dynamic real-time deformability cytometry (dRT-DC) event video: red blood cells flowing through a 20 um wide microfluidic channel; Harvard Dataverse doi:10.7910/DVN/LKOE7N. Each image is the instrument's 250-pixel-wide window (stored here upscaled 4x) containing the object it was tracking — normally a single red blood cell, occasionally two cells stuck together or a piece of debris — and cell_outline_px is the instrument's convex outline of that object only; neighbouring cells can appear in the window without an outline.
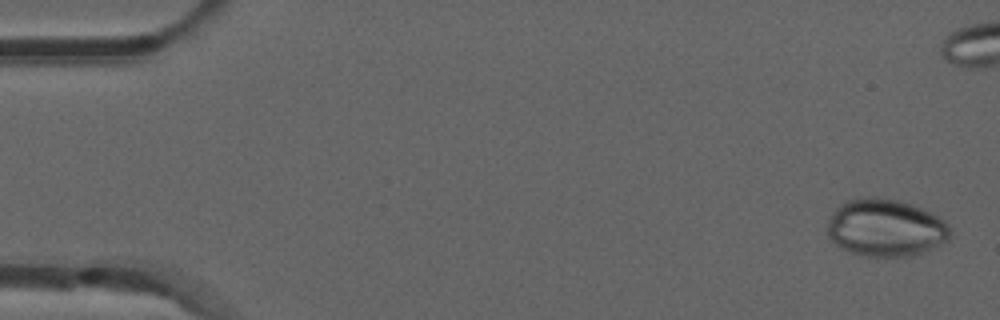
{"species": "common noctule bat (a hibernating species)", "species_latin": "Nyctalus noctula", "temperature_condition": "room temperature", "stored_images_in_passage": 42, "camera_frame_rate_fps": 3000, "um_per_image_px": 0.085, "animal": {"sex": "male", "forearm_length_mm": 52.5}, "frame": {"image": 1, "passage_image": 1, "time_ms": 0.0, "image_size_px": [1000, 320], "cell_outline_px": [[952, 236], [948, 240], [924, 252], [912, 256], [868, 256], [852, 252], [836, 244], [828, 236], [828, 220], [832, 212], [840, 204], [848, 200], [868, 196], [876, 196], [896, 200], [912, 204], [932, 212], [940, 216], [948, 224]], "centroid_in_image_um": [75.31, 19.34], "position_along_channel_um": 9.7, "area_um2": 41.21}}
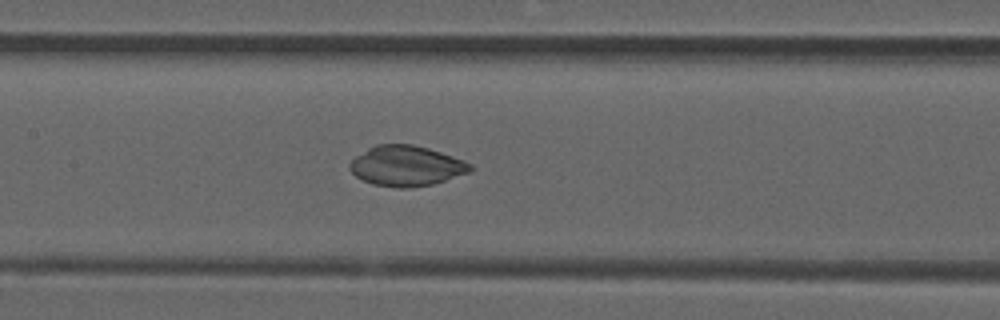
{"frame": {"image": 2, "passage_image": 24, "time_ms": 7.667, "image_size_px": [1000, 320], "cell_outline_px": [[472, 172], [432, 184], [408, 188], [396, 188], [372, 184], [356, 176], [348, 168], [348, 164], [356, 156], [368, 148], [376, 144], [412, 144], [428, 148], [464, 160], [472, 164]], "centroid_in_image_um": [34.54, 14.1], "position_along_channel_um": 172.9, "area_um2": 28.38}}
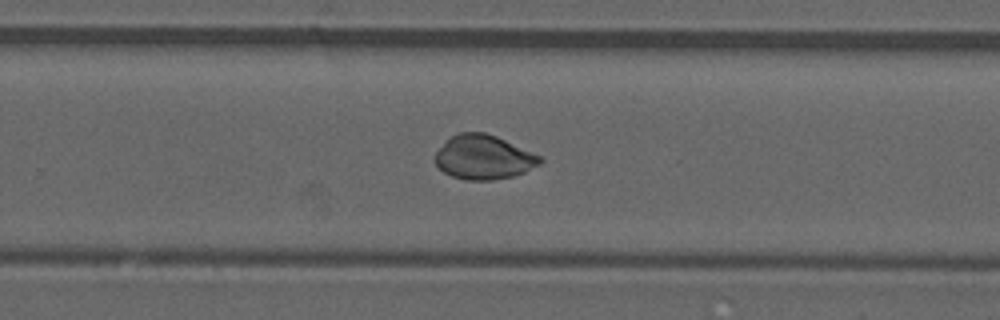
{"frame": {"image": 3, "passage_image": 33, "time_ms": 10.667, "image_size_px": [1000, 320], "cell_outline_px": [[544, 160], [540, 164], [524, 172], [512, 176], [492, 180], [468, 180], [452, 176], [444, 172], [436, 164], [436, 152], [452, 136], [460, 132], [484, 132], [496, 136], [540, 156]], "centroid_in_image_um": [41.12, 13.37], "position_along_channel_um": 288.7, "area_um2": 26.59}}